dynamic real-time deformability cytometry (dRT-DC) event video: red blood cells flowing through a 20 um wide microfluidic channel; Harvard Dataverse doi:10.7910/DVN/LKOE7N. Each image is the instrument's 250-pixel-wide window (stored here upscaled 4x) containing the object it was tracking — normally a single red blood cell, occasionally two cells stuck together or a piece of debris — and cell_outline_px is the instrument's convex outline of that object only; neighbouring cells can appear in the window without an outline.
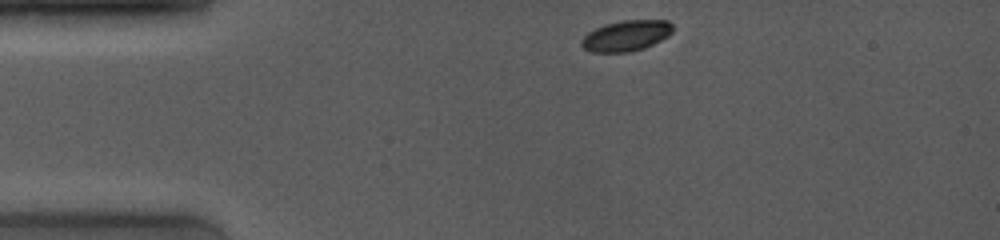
{"species": "common noctule bat (a hibernating species)", "species_latin": "Nyctalus noctula", "temperature_condition": "room temperature", "stored_images_in_passage": 15, "camera_frame_rate_fps": 4000, "um_per_image_px": 0.085, "animal": {"sex": "female", "body_mass_g": 19.0, "forearm_length_mm": 53.3}, "frame": {"image": 1, "passage_image": 1, "time_ms": 0.0, "image_size_px": [1000, 240], "cell_outline_px": [[672, 32], [668, 36], [644, 48], [628, 52], [592, 52], [584, 48], [580, 44], [580, 40], [588, 32], [604, 24], [620, 20], [668, 20], [672, 24]], "centroid_in_image_um": [53.21, 3.03], "position_along_channel_um": 31.8, "area_um2": 16.36}}
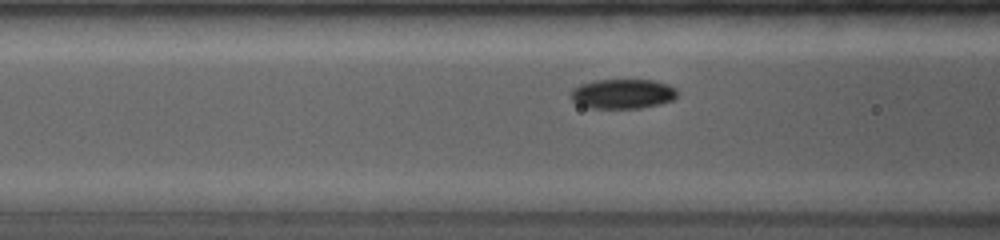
{"frame": {"image": 2, "passage_image": 11, "time_ms": 3.25, "image_size_px": [1000, 240], "cell_outline_px": [[676, 96], [672, 100], [660, 104], [640, 108], [588, 108], [572, 100], [572, 88], [580, 84], [592, 80], [652, 80], [668, 84], [676, 88]], "centroid_in_image_um": [52.92, 7.97], "position_along_channel_um": 113.7, "area_um2": 18.38}}
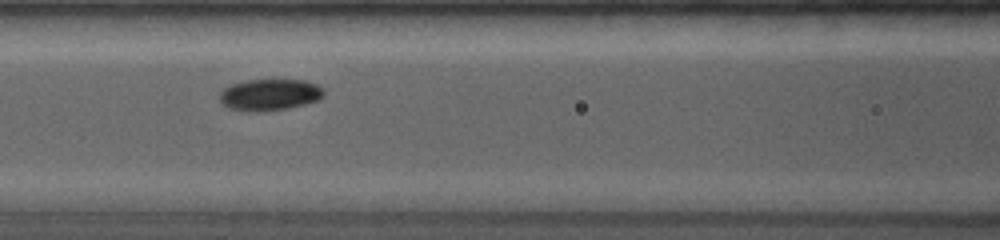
{"frame": {"image": 3, "passage_image": 13, "time_ms": 4.0, "image_size_px": [1000, 240], "cell_outline_px": [[324, 96], [320, 100], [288, 108], [264, 112], [244, 112], [228, 108], [220, 100], [220, 92], [224, 88], [232, 84], [244, 80], [304, 80], [316, 84], [324, 88]], "centroid_in_image_um": [22.93, 8.06], "position_along_channel_um": 143.7, "area_um2": 19.42}}